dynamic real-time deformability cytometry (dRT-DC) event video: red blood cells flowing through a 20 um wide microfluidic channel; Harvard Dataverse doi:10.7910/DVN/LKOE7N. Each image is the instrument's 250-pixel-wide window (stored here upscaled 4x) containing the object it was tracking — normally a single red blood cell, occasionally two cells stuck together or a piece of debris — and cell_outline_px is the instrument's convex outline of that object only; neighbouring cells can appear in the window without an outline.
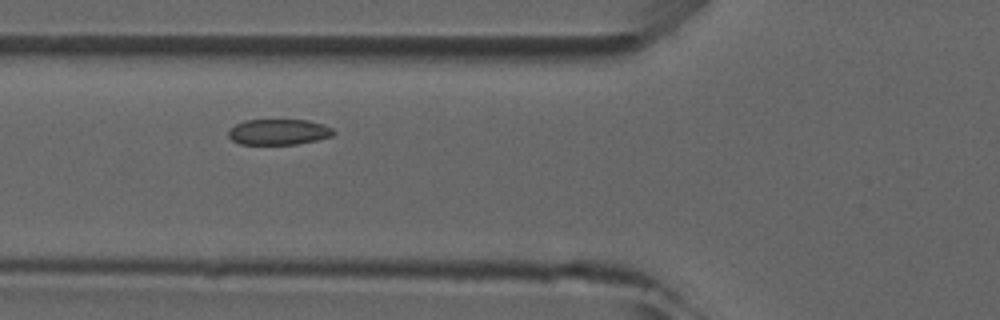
{"species": "common noctule bat (a hibernating species)", "species_latin": "Nyctalus noctula", "temperature_condition": "room temperature", "stored_images_in_passage": 6, "camera_frame_rate_fps": 3000, "um_per_image_px": 0.085, "animal": {"sex": "male", "forearm_length_mm": 52.5}, "frame": {"image": 1, "passage_image": 4, "time_ms": 3.333, "image_size_px": [1000, 320], "cell_outline_px": [[336, 132], [332, 136], [316, 140], [296, 144], [240, 144], [232, 140], [228, 136], [228, 132], [236, 124], [244, 120], [308, 120], [324, 124], [332, 128]], "centroid_in_image_um": [23.7, 11.21], "position_along_channel_um": 102.1, "area_um2": 15.72}}
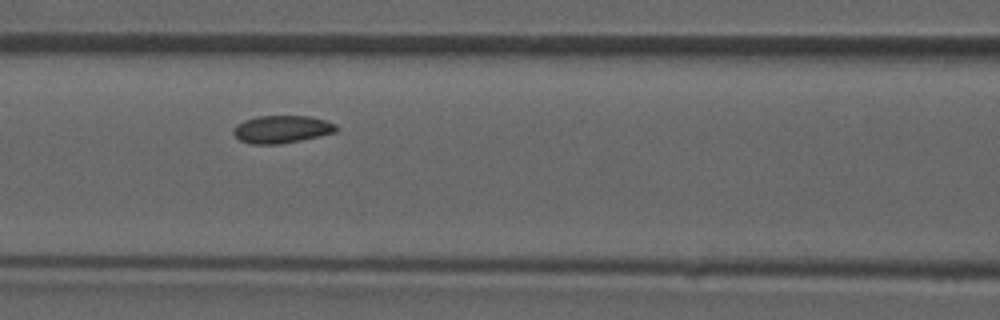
{"frame": {"image": 2, "passage_image": 5, "time_ms": 4.333, "image_size_px": [1000, 320], "cell_outline_px": [[336, 132], [320, 136], [300, 140], [276, 144], [252, 144], [240, 140], [232, 132], [232, 128], [236, 124], [244, 120], [260, 116], [312, 116], [336, 124]], "centroid_in_image_um": [23.93, 10.98], "position_along_channel_um": 142.7, "area_um2": 16.47}}